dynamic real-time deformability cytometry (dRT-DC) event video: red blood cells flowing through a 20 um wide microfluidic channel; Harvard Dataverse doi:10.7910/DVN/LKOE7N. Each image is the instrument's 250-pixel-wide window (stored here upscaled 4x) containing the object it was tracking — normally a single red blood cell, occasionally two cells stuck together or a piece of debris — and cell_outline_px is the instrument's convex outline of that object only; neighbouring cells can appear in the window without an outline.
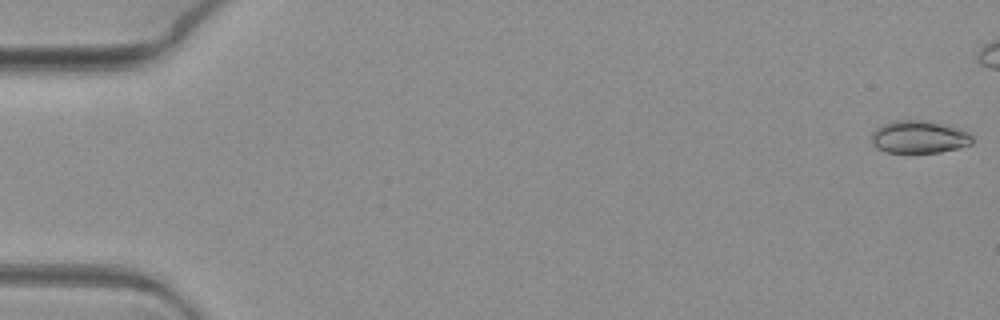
{"species": "common noctule bat (a hibernating species)", "species_latin": "Nyctalus noctula", "temperature_condition": "warm", "stored_images_in_passage": 8, "camera_frame_rate_fps": 3000, "um_per_image_px": 0.085, "animal": {"sex": "female", "body_mass_g": 19.3, "forearm_length_mm": 54.1}, "frame": {"image": 1, "passage_image": 1, "time_ms": 0.0, "image_size_px": [1000, 320], "cell_outline_px": [[972, 144], [960, 148], [940, 152], [888, 152], [876, 148], [872, 144], [872, 132], [880, 124], [892, 120], [924, 120], [964, 128], [972, 136]], "centroid_in_image_um": [78.14, 11.62], "position_along_channel_um": 6.9, "area_um2": 19.48}}